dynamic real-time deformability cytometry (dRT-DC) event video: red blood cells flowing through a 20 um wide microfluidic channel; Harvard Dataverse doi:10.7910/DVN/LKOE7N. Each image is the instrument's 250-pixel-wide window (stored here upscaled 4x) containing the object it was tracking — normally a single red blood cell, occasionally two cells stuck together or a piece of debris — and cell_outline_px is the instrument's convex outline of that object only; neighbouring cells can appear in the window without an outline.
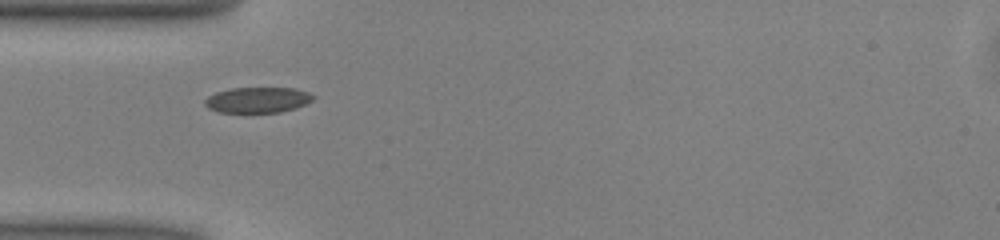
{"species": "common noctule bat (a hibernating species)", "species_latin": "Nyctalus noctula", "temperature_condition": "warm", "stored_images_in_passage": 27, "camera_frame_rate_fps": 3000, "um_per_image_px": 0.085, "animal": {"sex": "male", "body_mass_g": 13.0, "forearm_length_mm": 53.1}, "frame": {"image": 1, "passage_image": 1, "time_ms": 0.0, "image_size_px": [1000, 240], "cell_outline_px": [[316, 96], [312, 100], [296, 108], [280, 112], [220, 112], [208, 108], [204, 104], [204, 100], [208, 96], [216, 92], [232, 88], [296, 88], [308, 92]], "centroid_in_image_um": [21.9, 8.49], "position_along_channel_um": 63.1, "area_um2": 16.13}}
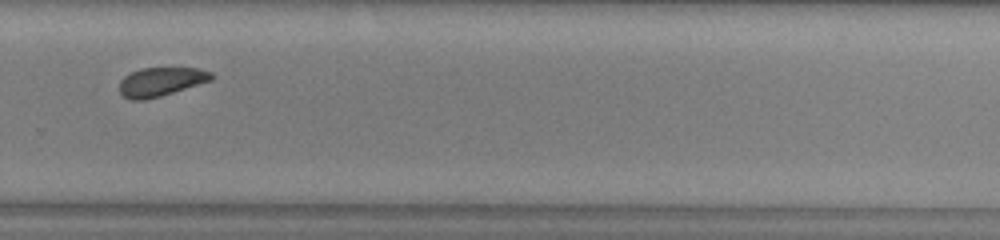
{"frame": {"image": 2, "passage_image": 20, "time_ms": 6.333, "image_size_px": [1000, 240], "cell_outline_px": [[216, 76], [212, 80], [160, 96], [144, 100], [132, 100], [124, 96], [120, 92], [120, 80], [124, 76], [140, 68], [200, 68], [212, 72]], "centroid_in_image_um": [13.71, 6.93], "position_along_channel_um": 316.1, "area_um2": 15.43}}
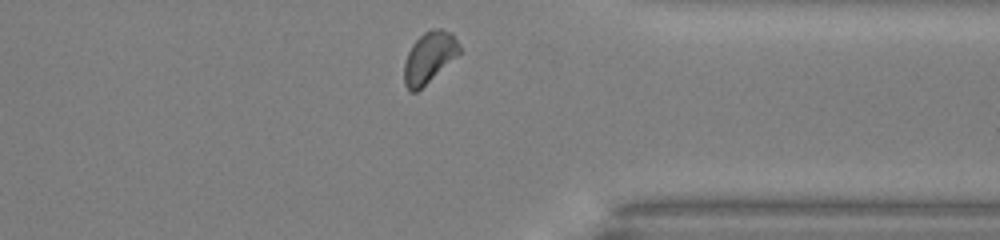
{"frame": {"image": 3, "passage_image": 25, "time_ms": 8.0, "image_size_px": [1000, 240], "cell_outline_px": [[460, 52], [456, 56], [416, 92], [408, 92], [404, 84], [404, 64], [408, 52], [412, 44], [424, 32], [436, 28], [440, 28], [452, 32], [460, 44]], "centroid_in_image_um": [36.46, 4.86], "position_along_channel_um": 374.9, "area_um2": 16.24}, "authors_computed_cell_mechanics": {"area_um2": 16.1262, "velocity_mm_per_s": 4.0045, "shape_relaxation_time_tau1_ms": 2.9051, "shape_relaxation_time_tau2_ms": null, "deformation_change_tau1": 0.0826, "deformation_change_tau2": null}}